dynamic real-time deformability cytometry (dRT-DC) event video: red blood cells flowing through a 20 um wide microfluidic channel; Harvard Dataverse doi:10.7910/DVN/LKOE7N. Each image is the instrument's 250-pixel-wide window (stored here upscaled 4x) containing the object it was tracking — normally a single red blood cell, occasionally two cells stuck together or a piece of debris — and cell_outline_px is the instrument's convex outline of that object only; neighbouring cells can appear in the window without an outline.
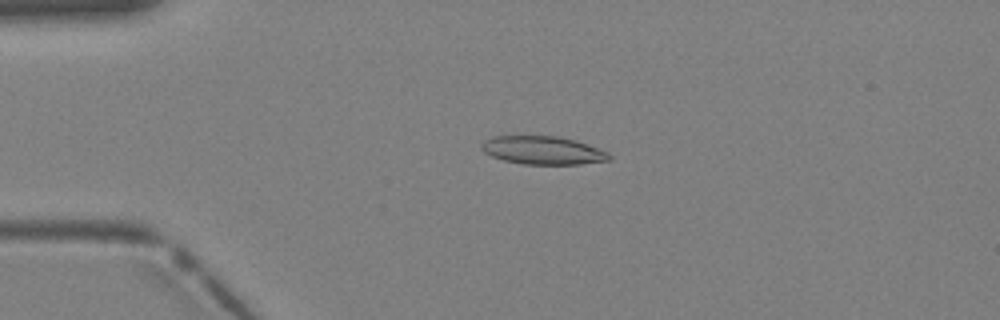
{"species": "Egyptian fruit bat (a non-hibernating species)", "species_latin": "Rousettus aegyptiacus", "temperature_condition": "warm", "stored_images_in_passage": 4, "camera_frame_rate_fps": 3000, "um_per_image_px": 0.085, "animal": {"sex": "female"}, "frame": {"image": 1, "passage_image": 3, "time_ms": 0.667, "image_size_px": [1000, 320], "cell_outline_px": [[612, 160], [580, 164], [524, 164], [504, 160], [492, 156], [484, 152], [480, 148], [480, 144], [484, 140], [492, 136], [560, 136], [576, 140], [588, 144], [608, 152], [612, 156]], "centroid_in_image_um": [46.16, 12.77], "position_along_channel_um": 38.8, "area_um2": 21.15}}